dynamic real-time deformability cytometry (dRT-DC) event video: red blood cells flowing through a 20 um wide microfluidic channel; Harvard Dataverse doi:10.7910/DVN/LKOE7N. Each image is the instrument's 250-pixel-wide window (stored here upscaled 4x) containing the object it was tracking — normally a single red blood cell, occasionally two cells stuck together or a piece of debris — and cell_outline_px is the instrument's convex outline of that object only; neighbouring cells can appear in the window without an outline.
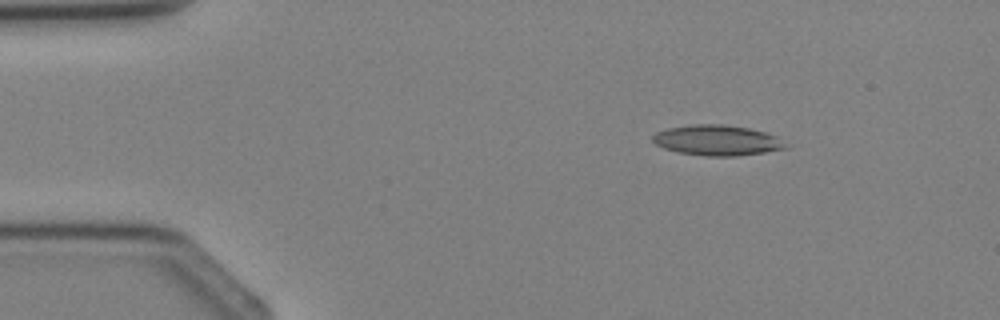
{"species": "Egyptian fruit bat (a non-hibernating species)", "species_latin": "Rousettus aegyptiacus", "temperature_condition": "cold", "stored_images_in_passage": 2, "camera_frame_rate_fps": 3000, "um_per_image_px": 0.085, "animal": {"sex": "female"}, "frame": {"image": 1, "passage_image": 1, "time_ms": 0.0, "image_size_px": [1000, 320], "cell_outline_px": [[788, 148], [764, 152], [736, 156], [708, 156], [680, 152], [664, 148], [656, 144], [652, 140], [652, 136], [656, 132], [668, 128], [692, 124], [720, 124], [748, 128], [764, 132], [776, 136]], "centroid_in_image_um": [60.92, 11.92], "position_along_channel_um": 24.1, "area_um2": 23.24}}